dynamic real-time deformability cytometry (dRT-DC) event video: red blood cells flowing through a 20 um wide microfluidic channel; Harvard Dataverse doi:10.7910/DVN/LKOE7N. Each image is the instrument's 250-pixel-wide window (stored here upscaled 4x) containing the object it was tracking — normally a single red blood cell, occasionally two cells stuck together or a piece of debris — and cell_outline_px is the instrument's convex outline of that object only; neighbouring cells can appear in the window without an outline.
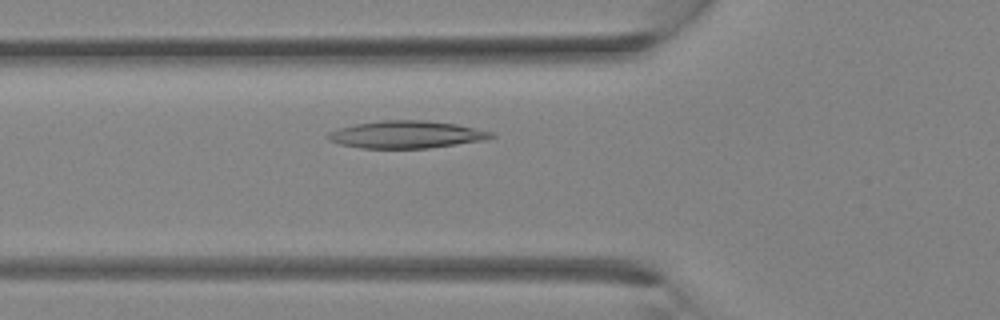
{"species": "Egyptian fruit bat (a non-hibernating species)", "species_latin": "Rousettus aegyptiacus", "temperature_condition": "room temperature", "stored_images_in_passage": 30, "camera_frame_rate_fps": 3000, "um_per_image_px": 0.085, "animal": {"sex": "female"}, "frame": {"image": 1, "passage_image": 9, "time_ms": 2.667, "image_size_px": [1000, 320], "cell_outline_px": [[496, 136], [484, 140], [428, 148], [360, 148], [340, 144], [328, 140], [324, 136], [328, 132], [340, 128], [356, 124], [380, 120], [424, 120], [456, 124], [492, 132]], "centroid_in_image_um": [34.5, 11.43], "position_along_channel_um": 91.3, "area_um2": 25.95}}
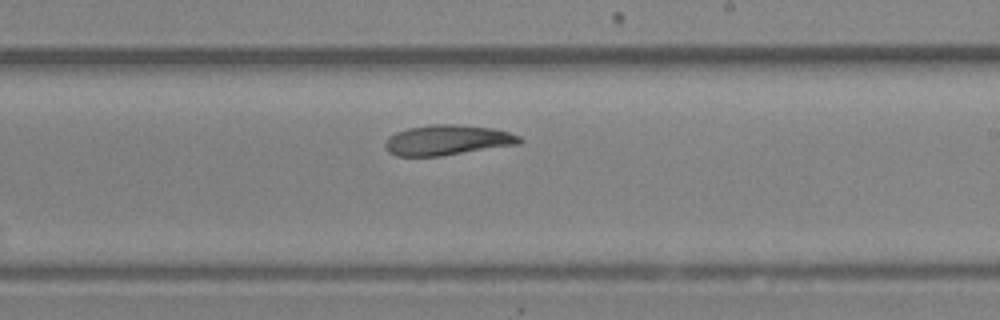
{"frame": {"image": 2, "passage_image": 17, "time_ms": 5.333, "image_size_px": [1000, 320], "cell_outline_px": [[524, 140], [520, 144], [440, 156], [396, 156], [388, 152], [384, 148], [384, 144], [388, 136], [396, 132], [408, 128], [432, 124], [456, 124], [492, 128], [508, 132], [520, 136]], "centroid_in_image_um": [38.01, 11.91], "position_along_channel_um": 251.0, "area_um2": 23.81}}
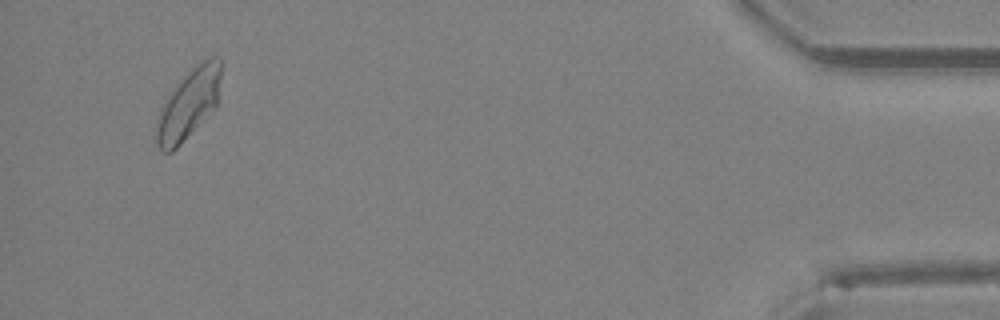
{"frame": {"image": 3, "passage_image": 29, "time_ms": 9.333, "image_size_px": [1000, 320], "cell_outline_px": [[220, 76], [216, 108], [172, 152], [160, 152], [156, 144], [156, 128], [160, 108], [168, 96], [180, 80], [196, 64], [208, 56], [220, 56]], "centroid_in_image_um": [16.03, 8.85], "position_along_channel_um": 419.2, "area_um2": 26.13}}